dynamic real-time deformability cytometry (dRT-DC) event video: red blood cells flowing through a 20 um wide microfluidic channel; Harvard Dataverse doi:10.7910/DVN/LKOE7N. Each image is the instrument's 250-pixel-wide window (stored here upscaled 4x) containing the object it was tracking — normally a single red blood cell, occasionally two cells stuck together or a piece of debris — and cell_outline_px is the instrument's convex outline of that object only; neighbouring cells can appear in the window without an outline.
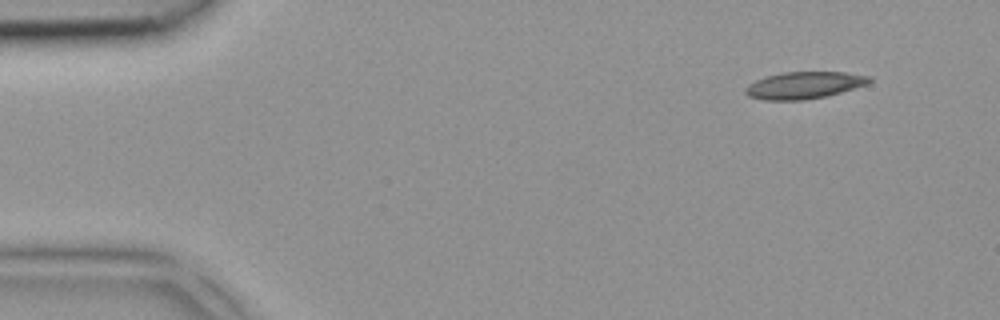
{"species": "common noctule bat (a hibernating species)", "species_latin": "Nyctalus noctula", "temperature_condition": "room temperature", "stored_images_in_passage": 4, "camera_frame_rate_fps": 3000, "um_per_image_px": 0.085, "animal": {"sex": "female", "body_mass_g": 18.4}, "frame": {"image": 1, "passage_image": 1, "time_ms": 0.0, "image_size_px": [1000, 320], "cell_outline_px": [[872, 80], [868, 84], [828, 96], [804, 100], [764, 100], [748, 96], [744, 92], [744, 88], [748, 84], [756, 80], [768, 76], [784, 72], [844, 72], [872, 76]], "centroid_in_image_um": [68.37, 7.25], "position_along_channel_um": 16.6, "area_um2": 19.59}}
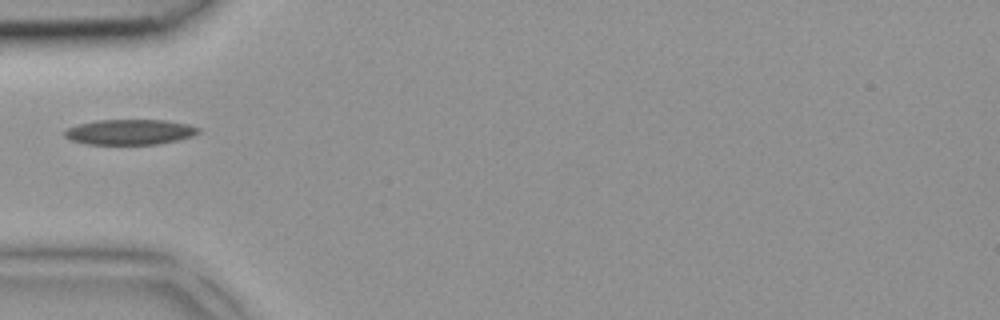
{"frame": {"image": 2, "passage_image": 4, "time_ms": 1.0, "image_size_px": [1000, 320], "cell_outline_px": [[200, 132], [192, 136], [160, 144], [84, 144], [68, 140], [64, 136], [64, 132], [68, 128], [80, 124], [96, 120], [164, 120], [188, 124], [200, 128]], "centroid_in_image_um": [11.02, 11.22], "position_along_channel_um": 74.0, "area_um2": 19.77}}